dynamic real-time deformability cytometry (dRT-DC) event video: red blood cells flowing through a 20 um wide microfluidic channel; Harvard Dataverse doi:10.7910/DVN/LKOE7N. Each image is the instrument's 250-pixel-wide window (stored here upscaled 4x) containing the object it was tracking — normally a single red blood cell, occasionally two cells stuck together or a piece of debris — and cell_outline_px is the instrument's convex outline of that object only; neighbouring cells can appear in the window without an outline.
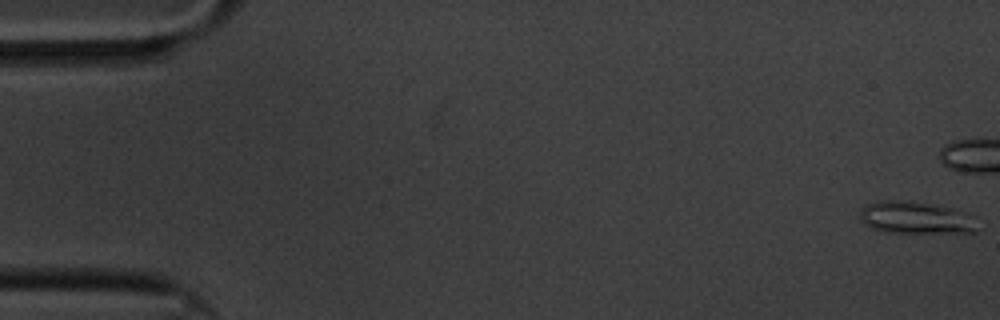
{"species": "common noctule bat (a hibernating species)", "species_latin": "Nyctalus noctula", "temperature_condition": "cold", "stored_images_in_passage": 16, "camera_frame_rate_fps": 3000, "um_per_image_px": 0.085, "animal": {"sex": "male", "body_mass_g": 20.1, "forearm_length_mm": 53.5}, "frame": {"image": 1, "passage_image": 1, "time_ms": 0.0, "image_size_px": [1000, 320], "cell_outline_px": [[976, 232], [888, 232], [872, 228], [864, 224], [860, 220], [860, 212], [868, 204], [876, 200], [900, 200], [956, 208], [968, 212], [976, 216]], "centroid_in_image_um": [77.88, 18.49], "position_along_channel_um": 7.1, "area_um2": 22.08}}